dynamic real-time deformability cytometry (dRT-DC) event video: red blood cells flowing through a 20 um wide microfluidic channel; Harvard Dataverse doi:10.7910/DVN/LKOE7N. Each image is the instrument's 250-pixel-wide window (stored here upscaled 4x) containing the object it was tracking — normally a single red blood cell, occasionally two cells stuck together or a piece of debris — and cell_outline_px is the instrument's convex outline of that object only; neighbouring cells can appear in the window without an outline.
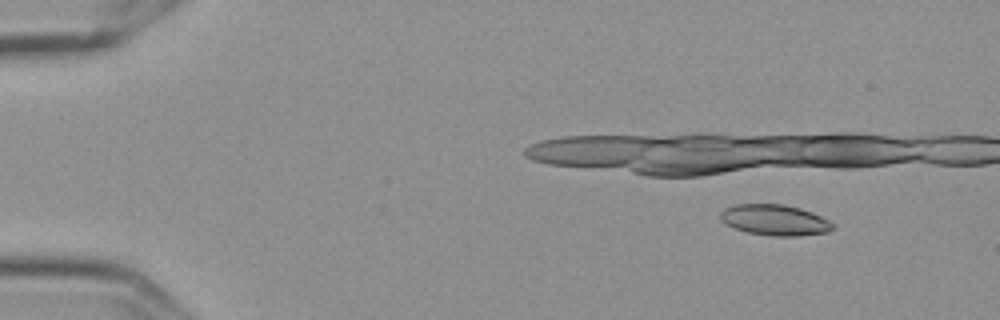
{"species": "Egyptian fruit bat (a non-hibernating species)", "species_latin": "Rousettus aegyptiacus", "temperature_condition": "cold", "stored_images_in_passage": 24, "camera_frame_rate_fps": 3000, "um_per_image_px": 0.085, "frame": {"image": 1, "passage_image": 4, "time_ms": 1.0, "image_size_px": [1000, 320], "cell_outline_px": [[832, 228], [828, 232], [796, 236], [772, 236], [748, 232], [724, 224], [720, 220], [720, 212], [724, 208], [736, 204], [784, 204], [800, 208], [812, 212], [828, 220], [832, 224]], "centroid_in_image_um": [65.81, 18.69], "position_along_channel_um": 19.2, "area_um2": 20.11}}